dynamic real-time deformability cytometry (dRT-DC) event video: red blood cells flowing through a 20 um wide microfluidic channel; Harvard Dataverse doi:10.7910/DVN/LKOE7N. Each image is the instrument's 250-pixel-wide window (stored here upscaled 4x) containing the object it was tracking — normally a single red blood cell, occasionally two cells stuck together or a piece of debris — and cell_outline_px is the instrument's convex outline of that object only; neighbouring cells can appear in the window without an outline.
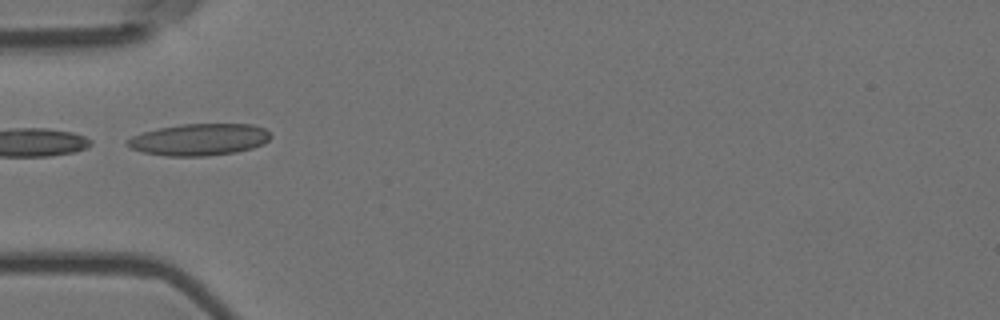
{"species": "Egyptian fruit bat (a non-hibernating species)", "species_latin": "Rousettus aegyptiacus", "temperature_condition": "room temperature", "stored_images_in_passage": 1, "camera_frame_rate_fps": 3000, "um_per_image_px": 0.085, "animal": {"sex": "female"}, "frame": {"image": 1, "passage_image": 1, "time_ms": 0.0, "image_size_px": [1000, 320], "cell_outline_px": [[272, 136], [264, 144], [252, 148], [236, 152], [208, 156], [164, 156], [144, 152], [132, 148], [124, 144], [124, 140], [132, 136], [144, 132], [160, 128], [180, 124], [252, 124], [264, 128]], "centroid_in_image_um": [16.93, 11.86], "position_along_channel_um": 68.1, "area_um2": 26.65}}